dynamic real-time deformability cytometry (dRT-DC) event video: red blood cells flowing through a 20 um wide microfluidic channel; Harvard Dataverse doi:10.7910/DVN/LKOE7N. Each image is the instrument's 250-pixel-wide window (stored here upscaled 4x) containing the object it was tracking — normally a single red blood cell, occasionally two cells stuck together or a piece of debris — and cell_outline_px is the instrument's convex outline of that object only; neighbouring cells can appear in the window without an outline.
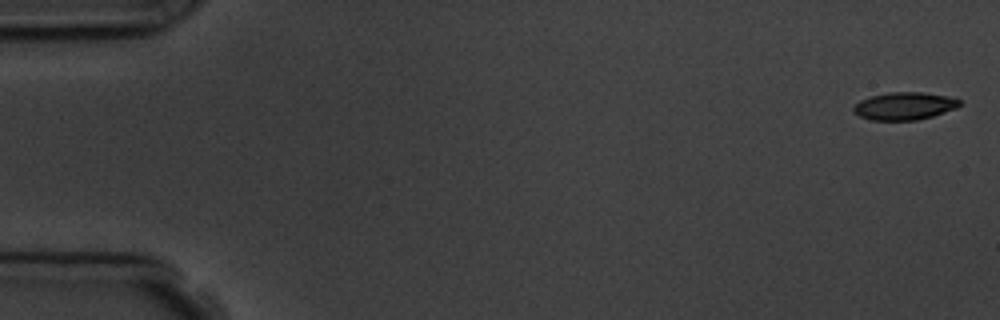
{"species": "common noctule bat (a hibernating species)", "species_latin": "Nyctalus noctula", "temperature_condition": "room temperature", "stored_images_in_passage": 11, "camera_frame_rate_fps": 3000, "um_per_image_px": 0.085, "animal": {"sex": "male", "body_mass_g": 19.5, "forearm_length_mm": 54.6}, "frame": {"image": 1, "passage_image": 1, "time_ms": 0.0, "image_size_px": [1000, 320], "cell_outline_px": [[960, 104], [956, 108], [932, 116], [916, 120], [872, 120], [860, 116], [852, 108], [860, 100], [872, 96], [888, 92], [924, 92], [948, 96], [960, 100]], "centroid_in_image_um": [76.88, 9.0], "position_along_channel_um": 8.1, "area_um2": 16.88}}
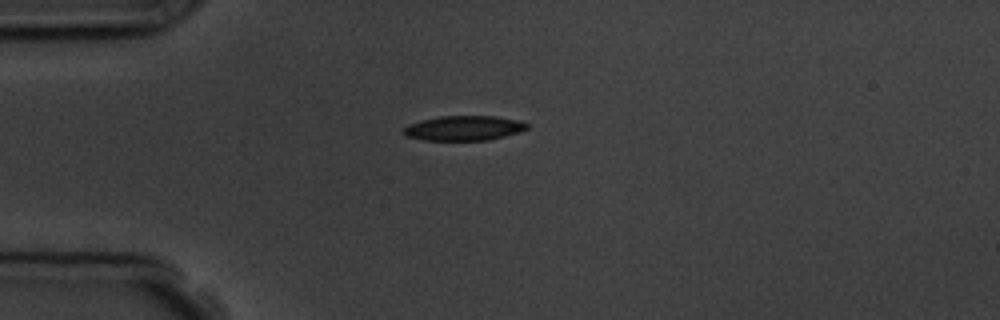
{"frame": {"image": 2, "passage_image": 4, "time_ms": 4.333, "image_size_px": [1000, 320], "cell_outline_px": [[528, 128], [520, 132], [488, 140], [424, 140], [404, 136], [404, 128], [408, 124], [420, 120], [440, 116], [496, 116], [516, 120], [528, 124]], "centroid_in_image_um": [39.4, 10.89], "position_along_channel_um": 45.6, "area_um2": 17.8}}
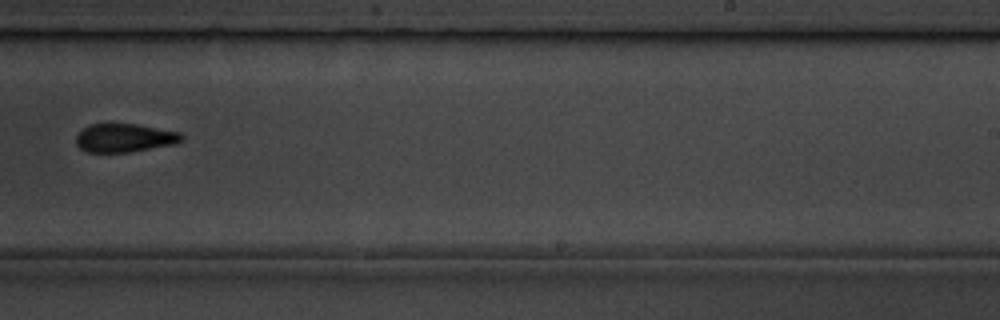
{"frame": {"image": 3, "passage_image": 10, "time_ms": 11.0, "image_size_px": [1000, 320], "cell_outline_px": [[184, 140], [176, 144], [132, 152], [88, 152], [80, 148], [76, 144], [76, 136], [88, 124], [136, 124], [180, 132], [184, 136]], "centroid_in_image_um": [10.62, 11.73], "position_along_channel_um": 278.4, "area_um2": 17.63}}